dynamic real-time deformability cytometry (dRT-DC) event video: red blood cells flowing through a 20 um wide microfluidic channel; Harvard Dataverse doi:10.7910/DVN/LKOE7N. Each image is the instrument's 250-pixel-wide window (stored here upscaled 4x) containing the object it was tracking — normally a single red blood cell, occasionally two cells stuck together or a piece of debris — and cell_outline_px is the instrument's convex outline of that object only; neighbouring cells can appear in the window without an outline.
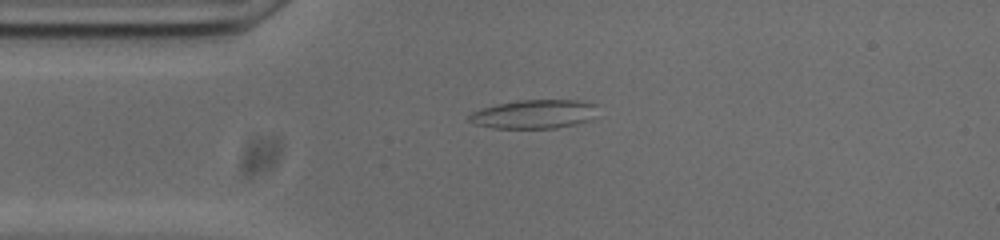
{"species": "common noctule bat (a hibernating species)", "species_latin": "Nyctalus noctula", "temperature_condition": "cold", "stored_images_in_passage": 44, "camera_frame_rate_fps": 3000, "um_per_image_px": 0.085, "animal": {"sex": "male", "body_mass_g": 20.0, "forearm_length_mm": 53.3}, "frame": {"image": 1, "passage_image": 1, "time_ms": 0.0, "image_size_px": [1000, 240], "cell_outline_px": [[596, 104], [588, 120], [576, 124], [556, 128], [492, 128], [476, 124], [468, 120], [468, 116], [472, 112], [484, 108], [516, 100], [576, 100]], "centroid_in_image_um": [45.34, 9.71], "position_along_channel_um": 39.7, "area_um2": 21.1}}
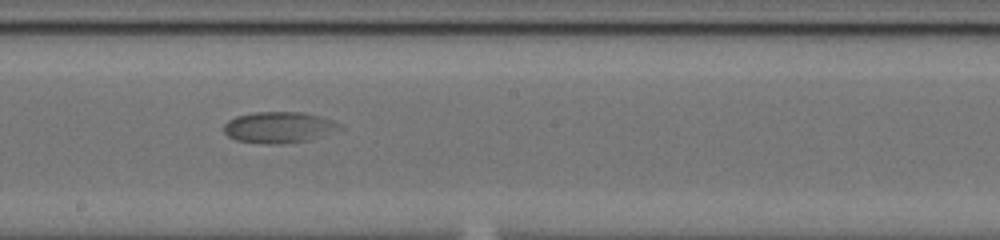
{"frame": {"image": 2, "passage_image": 18, "time_ms": 5.667, "image_size_px": [1000, 240], "cell_outline_px": [[344, 128], [308, 140], [280, 144], [264, 144], [236, 140], [228, 136], [224, 132], [224, 124], [228, 120], [236, 116], [256, 112], [304, 112], [320, 116], [344, 124]], "centroid_in_image_um": [23.72, 10.82], "position_along_channel_um": 224.5, "area_um2": 21.15}}
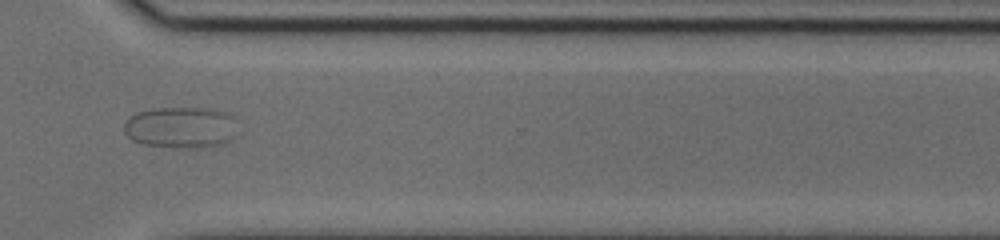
{"frame": {"image": 3, "passage_image": 29, "time_ms": 9.333, "image_size_px": [1000, 240], "cell_outline_px": [[232, 140], [224, 144], [180, 148], [144, 144], [132, 140], [124, 132], [124, 124], [136, 112], [156, 108], [212, 108], [228, 112], [232, 116]], "centroid_in_image_um": [15.33, 10.81], "position_along_channel_um": 355.3, "area_um2": 26.93}}